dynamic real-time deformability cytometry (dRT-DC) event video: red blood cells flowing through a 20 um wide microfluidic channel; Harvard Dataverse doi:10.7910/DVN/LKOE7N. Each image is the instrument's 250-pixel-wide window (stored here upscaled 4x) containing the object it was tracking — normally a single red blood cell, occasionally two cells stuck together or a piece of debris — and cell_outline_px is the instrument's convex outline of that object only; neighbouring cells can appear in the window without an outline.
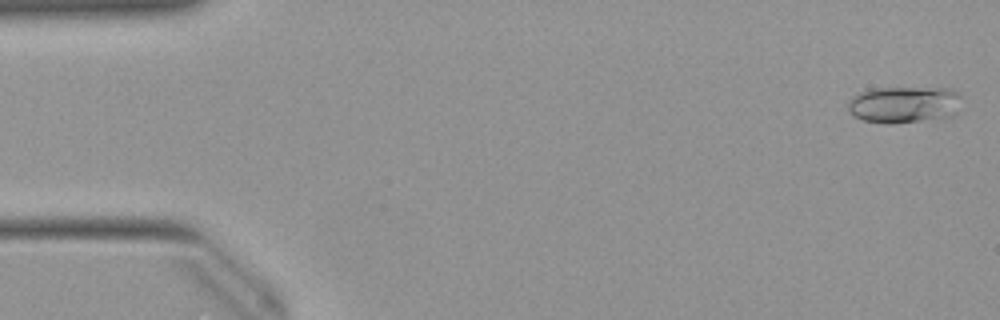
{"species": "Egyptian fruit bat (a non-hibernating species)", "species_latin": "Rousettus aegyptiacus", "temperature_condition": "warm", "stored_images_in_passage": 45, "camera_frame_rate_fps": 3000, "um_per_image_px": 0.085, "animal": {"sex": "female"}, "frame": {"image": 1, "passage_image": 1, "time_ms": 0.0, "image_size_px": [1000, 320], "cell_outline_px": [[960, 96], [956, 116], [888, 124], [884, 124], [864, 120], [852, 116], [848, 112], [848, 100], [852, 96], [868, 88], [952, 88]], "centroid_in_image_um": [76.8, 8.88], "position_along_channel_um": 8.2, "area_um2": 24.57}}
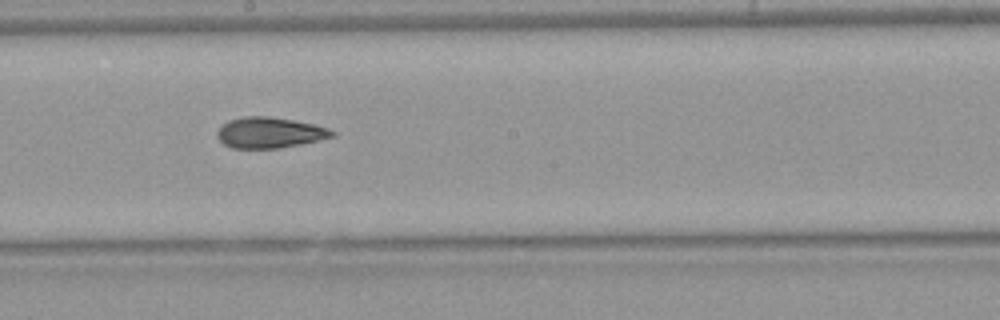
{"frame": {"image": 2, "passage_image": 27, "time_ms": 8.667, "image_size_px": [1000, 320], "cell_outline_px": [[336, 136], [320, 140], [280, 148], [232, 148], [224, 144], [216, 136], [216, 132], [228, 120], [244, 116], [268, 116], [316, 124], [328, 128], [336, 132]], "centroid_in_image_um": [22.94, 11.27], "position_along_channel_um": 225.3, "area_um2": 20.69}}
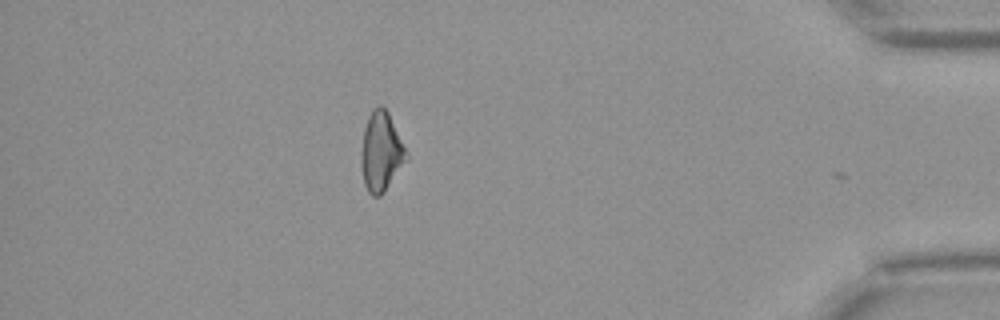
{"frame": {"image": 3, "passage_image": 44, "time_ms": 14.333, "image_size_px": [1000, 320], "cell_outline_px": [[408, 156], [384, 192], [380, 196], [372, 196], [368, 192], [364, 184], [360, 164], [360, 152], [364, 128], [368, 116], [372, 108], [380, 104], [388, 112]], "centroid_in_image_um": [32.34, 12.89], "position_along_channel_um": 402.9, "area_um2": 20.63}, "authors_computed_cell_mechanics": {"area_um2": 20.6924, "velocity_mm_per_s": 3.9983, "shape_relaxation_time_tau1_ms": 10.9675, "shape_relaxation_time_tau2_ms": 2.4169, "deformation_change_tau1": 0.2424, "deformation_change_tau2": 0.0822}}